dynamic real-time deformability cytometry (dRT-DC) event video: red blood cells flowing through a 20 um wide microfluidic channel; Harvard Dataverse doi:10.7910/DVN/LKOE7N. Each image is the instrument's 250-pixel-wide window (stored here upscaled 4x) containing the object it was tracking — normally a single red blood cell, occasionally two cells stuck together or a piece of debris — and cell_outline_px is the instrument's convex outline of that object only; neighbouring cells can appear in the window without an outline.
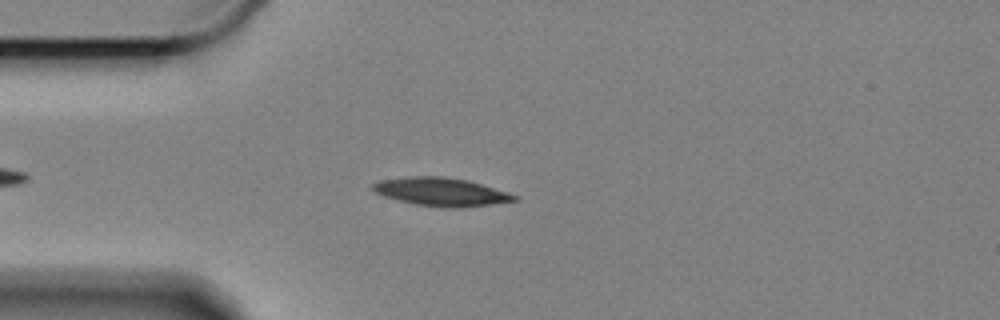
{"species": "Egyptian fruit bat (a non-hibernating species)", "species_latin": "Rousettus aegyptiacus", "temperature_condition": "cold", "stored_images_in_passage": 53, "camera_frame_rate_fps": 3000, "um_per_image_px": 0.085, "animal": {"sex": "female"}, "frame": {"image": 1, "passage_image": 9, "time_ms": 2.667, "image_size_px": [1000, 320], "cell_outline_px": [[520, 200], [464, 208], [444, 208], [416, 204], [384, 196], [376, 192], [372, 188], [372, 184], [380, 180], [412, 176], [444, 176], [468, 180], [508, 192], [520, 196]], "centroid_in_image_um": [37.57, 16.31], "position_along_channel_um": 47.4, "area_um2": 23.41}}
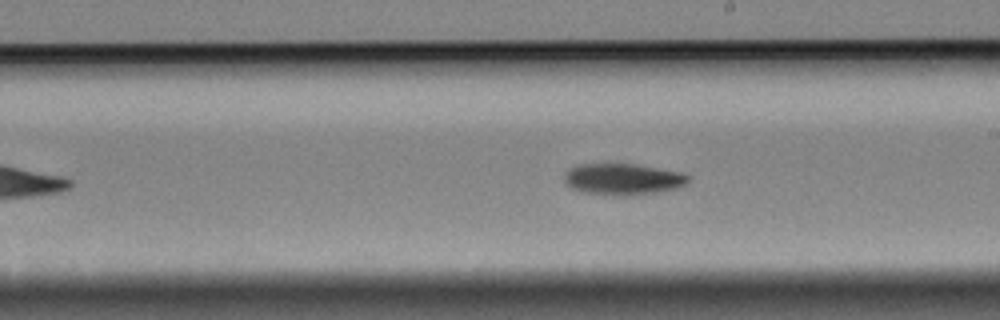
{"frame": {"image": 2, "passage_image": 27, "time_ms": 8.667, "image_size_px": [1000, 320], "cell_outline_px": [[692, 176], [688, 184], [680, 188], [660, 192], [624, 196], [620, 196], [580, 192], [572, 188], [564, 180], [564, 172], [568, 168], [576, 164], [636, 164], [680, 172]], "centroid_in_image_um": [52.98, 15.23], "position_along_channel_um": 236.0, "area_um2": 23.12}}
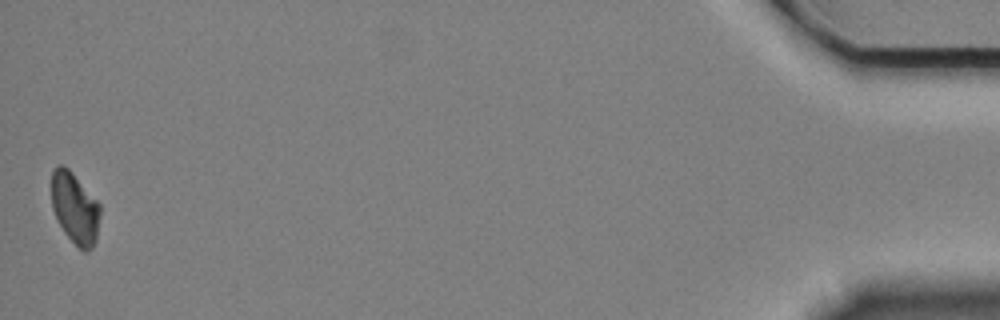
{"frame": {"image": 3, "passage_image": 53, "time_ms": 17.333, "image_size_px": [1000, 320], "cell_outline_px": [[100, 216], [96, 240], [92, 248], [88, 252], [84, 252], [64, 232], [52, 208], [52, 172], [60, 164], [68, 168], [72, 172], [100, 204]], "centroid_in_image_um": [6.39, 17.7], "position_along_channel_um": 428.8, "area_um2": 19.94}, "authors_computed_cell_mechanics": {"area_um2": 22.1952, "velocity_mm_per_s": 3.3193, "shape_relaxation_time_tau1_ms": 2.4752, "shape_relaxation_time_tau2_ms": null, "deformation_change_tau1": 0.1146, "deformation_change_tau2": null}}